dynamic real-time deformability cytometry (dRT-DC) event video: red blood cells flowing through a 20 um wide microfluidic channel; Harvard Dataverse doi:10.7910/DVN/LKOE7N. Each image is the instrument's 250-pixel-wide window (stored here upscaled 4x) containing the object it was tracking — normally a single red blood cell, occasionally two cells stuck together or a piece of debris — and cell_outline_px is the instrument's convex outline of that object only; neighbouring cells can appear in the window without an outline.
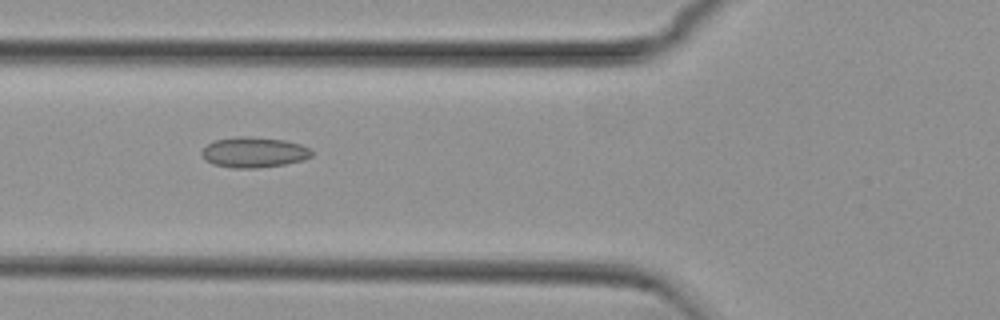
{"species": "common noctule bat (a hibernating species)", "species_latin": "Nyctalus noctula", "temperature_condition": "cold", "stored_images_in_passage": 35, "camera_frame_rate_fps": 3000, "um_per_image_px": 0.085, "animal": {"sex": "female", "body_mass_g": 29.2, "forearm_length_mm": 56.3}, "frame": {"image": 1, "passage_image": 6, "time_ms": 1.667, "image_size_px": [1000, 320], "cell_outline_px": [[312, 156], [304, 160], [284, 164], [256, 168], [232, 168], [212, 164], [200, 156], [200, 152], [208, 144], [216, 140], [236, 136], [248, 136], [284, 140], [300, 144], [308, 148], [312, 152]], "centroid_in_image_um": [21.55, 12.95], "position_along_channel_um": 104.2, "area_um2": 19.54}}
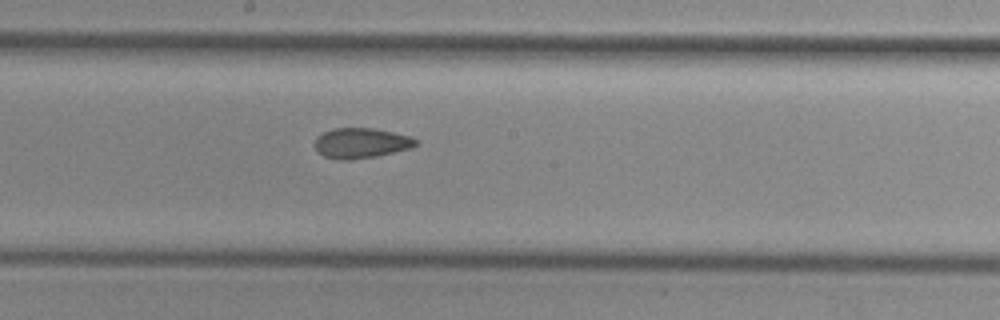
{"frame": {"image": 2, "passage_image": 15, "time_ms": 4.667, "image_size_px": [1000, 320], "cell_outline_px": [[420, 144], [412, 148], [376, 156], [348, 160], [340, 160], [324, 156], [316, 152], [316, 136], [332, 128], [372, 128], [412, 136]], "centroid_in_image_um": [30.71, 12.16], "position_along_channel_um": 217.5, "area_um2": 17.86}}
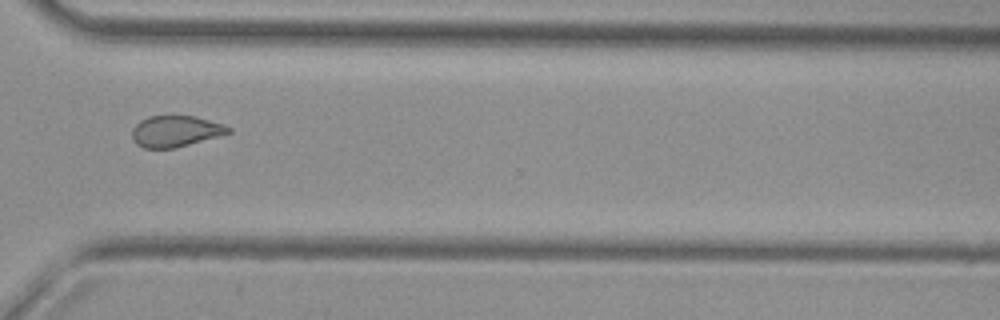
{"frame": {"image": 3, "passage_image": 26, "time_ms": 8.333, "image_size_px": [1000, 320], "cell_outline_px": [[232, 132], [176, 148], [144, 148], [136, 144], [132, 140], [132, 128], [140, 120], [148, 116], [196, 116], [224, 124], [232, 128]], "centroid_in_image_um": [14.92, 11.15], "position_along_channel_um": 355.7, "area_um2": 17.63}}